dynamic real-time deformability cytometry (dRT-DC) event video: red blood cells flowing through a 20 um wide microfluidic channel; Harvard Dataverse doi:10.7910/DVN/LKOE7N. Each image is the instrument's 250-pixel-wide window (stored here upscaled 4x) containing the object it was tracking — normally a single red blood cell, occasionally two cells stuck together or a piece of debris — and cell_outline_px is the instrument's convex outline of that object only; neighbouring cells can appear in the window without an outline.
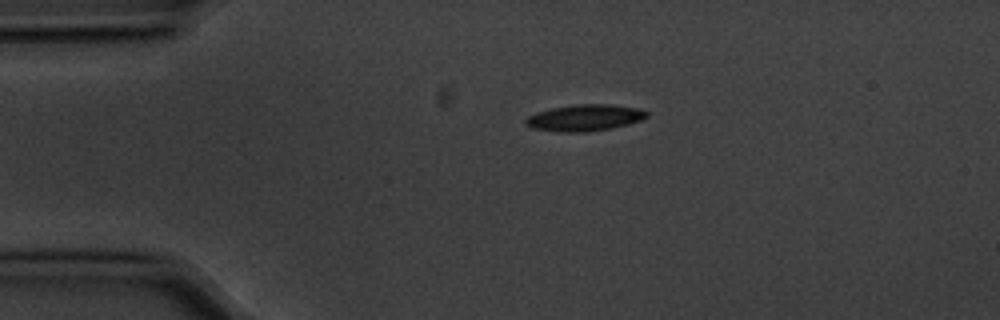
{"species": "common noctule bat (a hibernating species)", "species_latin": "Nyctalus noctula", "temperature_condition": "cold", "stored_images_in_passage": 2, "camera_frame_rate_fps": 3000, "um_per_image_px": 0.085, "animal": {"sex": "male", "body_mass_g": 20.1, "forearm_length_mm": 53.5}, "frame": {"image": 1, "passage_image": 1, "time_ms": 0.0, "image_size_px": [1000, 320], "cell_outline_px": [[648, 116], [640, 120], [628, 124], [612, 128], [584, 132], [560, 132], [532, 128], [524, 124], [524, 120], [528, 116], [536, 112], [552, 108], [576, 104], [608, 104], [636, 108], [648, 112]], "centroid_in_image_um": [49.66, 10.01], "position_along_channel_um": 35.3, "area_um2": 18.61}}